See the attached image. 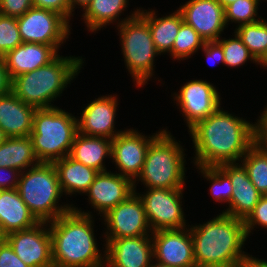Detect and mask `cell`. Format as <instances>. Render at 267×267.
Listing matches in <instances>:
<instances>
[{"mask_svg":"<svg viewBox=\"0 0 267 267\" xmlns=\"http://www.w3.org/2000/svg\"><path fill=\"white\" fill-rule=\"evenodd\" d=\"M224 110L222 105L188 130L192 140L194 166L218 167L240 163L256 142L255 123Z\"/></svg>","mask_w":267,"mask_h":267,"instance_id":"obj_1","label":"cell"},{"mask_svg":"<svg viewBox=\"0 0 267 267\" xmlns=\"http://www.w3.org/2000/svg\"><path fill=\"white\" fill-rule=\"evenodd\" d=\"M93 217L92 211L73 205L70 211L48 222L54 267H105V243L100 250Z\"/></svg>","mask_w":267,"mask_h":267,"instance_id":"obj_2","label":"cell"},{"mask_svg":"<svg viewBox=\"0 0 267 267\" xmlns=\"http://www.w3.org/2000/svg\"><path fill=\"white\" fill-rule=\"evenodd\" d=\"M205 222L189 224L196 265L241 267L248 255L244 220L221 212Z\"/></svg>","mask_w":267,"mask_h":267,"instance_id":"obj_3","label":"cell"},{"mask_svg":"<svg viewBox=\"0 0 267 267\" xmlns=\"http://www.w3.org/2000/svg\"><path fill=\"white\" fill-rule=\"evenodd\" d=\"M84 61L82 56L58 55L47 65L13 78L11 92L36 109L56 107L54 101L82 72Z\"/></svg>","mask_w":267,"mask_h":267,"instance_id":"obj_4","label":"cell"},{"mask_svg":"<svg viewBox=\"0 0 267 267\" xmlns=\"http://www.w3.org/2000/svg\"><path fill=\"white\" fill-rule=\"evenodd\" d=\"M168 128L150 143L140 175L134 181L144 188L186 189V149Z\"/></svg>","mask_w":267,"mask_h":267,"instance_id":"obj_5","label":"cell"},{"mask_svg":"<svg viewBox=\"0 0 267 267\" xmlns=\"http://www.w3.org/2000/svg\"><path fill=\"white\" fill-rule=\"evenodd\" d=\"M16 189L39 222H51L70 211L74 205L73 202L60 201L64 195L53 163L40 162L21 172Z\"/></svg>","mask_w":267,"mask_h":267,"instance_id":"obj_6","label":"cell"},{"mask_svg":"<svg viewBox=\"0 0 267 267\" xmlns=\"http://www.w3.org/2000/svg\"><path fill=\"white\" fill-rule=\"evenodd\" d=\"M77 133V116L62 107L35 110L30 137L39 162L53 163L69 155Z\"/></svg>","mask_w":267,"mask_h":267,"instance_id":"obj_7","label":"cell"},{"mask_svg":"<svg viewBox=\"0 0 267 267\" xmlns=\"http://www.w3.org/2000/svg\"><path fill=\"white\" fill-rule=\"evenodd\" d=\"M121 53L125 68L133 79L134 87L144 88L149 80H157L155 74V57L161 56L157 51L148 23L137 14L117 26ZM153 77V79H152Z\"/></svg>","mask_w":267,"mask_h":267,"instance_id":"obj_8","label":"cell"},{"mask_svg":"<svg viewBox=\"0 0 267 267\" xmlns=\"http://www.w3.org/2000/svg\"><path fill=\"white\" fill-rule=\"evenodd\" d=\"M135 192L143 202L152 232L189 226L182 207L184 189L146 188Z\"/></svg>","mask_w":267,"mask_h":267,"instance_id":"obj_9","label":"cell"},{"mask_svg":"<svg viewBox=\"0 0 267 267\" xmlns=\"http://www.w3.org/2000/svg\"><path fill=\"white\" fill-rule=\"evenodd\" d=\"M171 97L184 117L183 120L188 130L197 122L213 114L222 105L217 86L215 87L206 79L194 80L193 78L183 83L178 92H172Z\"/></svg>","mask_w":267,"mask_h":267,"instance_id":"obj_10","label":"cell"},{"mask_svg":"<svg viewBox=\"0 0 267 267\" xmlns=\"http://www.w3.org/2000/svg\"><path fill=\"white\" fill-rule=\"evenodd\" d=\"M17 23L21 39L27 43L64 45L72 34V24L62 15L34 6L18 17Z\"/></svg>","mask_w":267,"mask_h":267,"instance_id":"obj_11","label":"cell"},{"mask_svg":"<svg viewBox=\"0 0 267 267\" xmlns=\"http://www.w3.org/2000/svg\"><path fill=\"white\" fill-rule=\"evenodd\" d=\"M105 227L104 240L152 235L143 202L136 192L99 218Z\"/></svg>","mask_w":267,"mask_h":267,"instance_id":"obj_12","label":"cell"},{"mask_svg":"<svg viewBox=\"0 0 267 267\" xmlns=\"http://www.w3.org/2000/svg\"><path fill=\"white\" fill-rule=\"evenodd\" d=\"M159 129L149 136L136 128H125L112 139L111 163L120 175L133 182L140 175L150 143L163 131ZM146 135V136H145Z\"/></svg>","mask_w":267,"mask_h":267,"instance_id":"obj_13","label":"cell"},{"mask_svg":"<svg viewBox=\"0 0 267 267\" xmlns=\"http://www.w3.org/2000/svg\"><path fill=\"white\" fill-rule=\"evenodd\" d=\"M15 254L29 267H54L48 222L6 235Z\"/></svg>","mask_w":267,"mask_h":267,"instance_id":"obj_14","label":"cell"},{"mask_svg":"<svg viewBox=\"0 0 267 267\" xmlns=\"http://www.w3.org/2000/svg\"><path fill=\"white\" fill-rule=\"evenodd\" d=\"M117 94L101 95L84 105L77 116L78 133L88 136L113 139L125 129H117L116 116L119 98Z\"/></svg>","mask_w":267,"mask_h":267,"instance_id":"obj_15","label":"cell"},{"mask_svg":"<svg viewBox=\"0 0 267 267\" xmlns=\"http://www.w3.org/2000/svg\"><path fill=\"white\" fill-rule=\"evenodd\" d=\"M154 260L170 267H193V240L189 226L151 233Z\"/></svg>","mask_w":267,"mask_h":267,"instance_id":"obj_16","label":"cell"},{"mask_svg":"<svg viewBox=\"0 0 267 267\" xmlns=\"http://www.w3.org/2000/svg\"><path fill=\"white\" fill-rule=\"evenodd\" d=\"M135 192L134 182L117 171L99 172L84 194L100 218Z\"/></svg>","mask_w":267,"mask_h":267,"instance_id":"obj_17","label":"cell"},{"mask_svg":"<svg viewBox=\"0 0 267 267\" xmlns=\"http://www.w3.org/2000/svg\"><path fill=\"white\" fill-rule=\"evenodd\" d=\"M177 9L205 42L219 40L227 28L224 8L217 0H188Z\"/></svg>","mask_w":267,"mask_h":267,"instance_id":"obj_18","label":"cell"},{"mask_svg":"<svg viewBox=\"0 0 267 267\" xmlns=\"http://www.w3.org/2000/svg\"><path fill=\"white\" fill-rule=\"evenodd\" d=\"M106 267H149L154 260L151 235L105 240Z\"/></svg>","mask_w":267,"mask_h":267,"instance_id":"obj_19","label":"cell"},{"mask_svg":"<svg viewBox=\"0 0 267 267\" xmlns=\"http://www.w3.org/2000/svg\"><path fill=\"white\" fill-rule=\"evenodd\" d=\"M218 167L229 177L233 187L230 203L220 212L245 220L262 195L249 179L247 170L241 163L222 164Z\"/></svg>","mask_w":267,"mask_h":267,"instance_id":"obj_20","label":"cell"},{"mask_svg":"<svg viewBox=\"0 0 267 267\" xmlns=\"http://www.w3.org/2000/svg\"><path fill=\"white\" fill-rule=\"evenodd\" d=\"M61 46L64 45L23 42L13 50L8 51L3 56V60L10 79L47 65L60 54Z\"/></svg>","mask_w":267,"mask_h":267,"instance_id":"obj_21","label":"cell"},{"mask_svg":"<svg viewBox=\"0 0 267 267\" xmlns=\"http://www.w3.org/2000/svg\"><path fill=\"white\" fill-rule=\"evenodd\" d=\"M130 0H92L86 8L82 11V20L87 27V31L98 33L101 29L107 28L108 25L119 26L126 20L135 17L139 13V9L134 8L133 11L127 14V17H121L124 15V11H127ZM131 13V14H130Z\"/></svg>","mask_w":267,"mask_h":267,"instance_id":"obj_22","label":"cell"},{"mask_svg":"<svg viewBox=\"0 0 267 267\" xmlns=\"http://www.w3.org/2000/svg\"><path fill=\"white\" fill-rule=\"evenodd\" d=\"M35 110L11 91L0 96V128L8 137L30 136Z\"/></svg>","mask_w":267,"mask_h":267,"instance_id":"obj_23","label":"cell"},{"mask_svg":"<svg viewBox=\"0 0 267 267\" xmlns=\"http://www.w3.org/2000/svg\"><path fill=\"white\" fill-rule=\"evenodd\" d=\"M156 10L152 8L146 10L139 7L138 14L148 23L157 51L161 55H168L172 51L176 35L179 32L180 26L184 23V19L178 9L162 17L158 16L159 14Z\"/></svg>","mask_w":267,"mask_h":267,"instance_id":"obj_24","label":"cell"},{"mask_svg":"<svg viewBox=\"0 0 267 267\" xmlns=\"http://www.w3.org/2000/svg\"><path fill=\"white\" fill-rule=\"evenodd\" d=\"M38 223L17 189H0V227L5 235L29 229Z\"/></svg>","mask_w":267,"mask_h":267,"instance_id":"obj_25","label":"cell"},{"mask_svg":"<svg viewBox=\"0 0 267 267\" xmlns=\"http://www.w3.org/2000/svg\"><path fill=\"white\" fill-rule=\"evenodd\" d=\"M53 164L57 170L61 191L63 195L70 198L77 194L83 196L99 173L97 170L74 160L69 155L54 161Z\"/></svg>","mask_w":267,"mask_h":267,"instance_id":"obj_26","label":"cell"},{"mask_svg":"<svg viewBox=\"0 0 267 267\" xmlns=\"http://www.w3.org/2000/svg\"><path fill=\"white\" fill-rule=\"evenodd\" d=\"M112 139L77 133L69 156L98 172L108 171L106 158L111 160Z\"/></svg>","mask_w":267,"mask_h":267,"instance_id":"obj_27","label":"cell"},{"mask_svg":"<svg viewBox=\"0 0 267 267\" xmlns=\"http://www.w3.org/2000/svg\"><path fill=\"white\" fill-rule=\"evenodd\" d=\"M39 163L30 136L8 137L0 145V167L17 169L23 172Z\"/></svg>","mask_w":267,"mask_h":267,"instance_id":"obj_28","label":"cell"},{"mask_svg":"<svg viewBox=\"0 0 267 267\" xmlns=\"http://www.w3.org/2000/svg\"><path fill=\"white\" fill-rule=\"evenodd\" d=\"M234 32L261 64L267 58V19L241 25Z\"/></svg>","mask_w":267,"mask_h":267,"instance_id":"obj_29","label":"cell"},{"mask_svg":"<svg viewBox=\"0 0 267 267\" xmlns=\"http://www.w3.org/2000/svg\"><path fill=\"white\" fill-rule=\"evenodd\" d=\"M240 163L247 170L249 179L258 192L262 196L267 195V151L255 142Z\"/></svg>","mask_w":267,"mask_h":267,"instance_id":"obj_30","label":"cell"},{"mask_svg":"<svg viewBox=\"0 0 267 267\" xmlns=\"http://www.w3.org/2000/svg\"><path fill=\"white\" fill-rule=\"evenodd\" d=\"M205 40L197 33V31L187 25L185 22L180 26L179 32L173 44L172 51L168 56L173 61L180 62L186 60L203 48Z\"/></svg>","mask_w":267,"mask_h":267,"instance_id":"obj_31","label":"cell"},{"mask_svg":"<svg viewBox=\"0 0 267 267\" xmlns=\"http://www.w3.org/2000/svg\"><path fill=\"white\" fill-rule=\"evenodd\" d=\"M195 167L199 175L211 184L208 191L213 201L228 205L231 201L233 189L229 177L219 167Z\"/></svg>","mask_w":267,"mask_h":267,"instance_id":"obj_32","label":"cell"},{"mask_svg":"<svg viewBox=\"0 0 267 267\" xmlns=\"http://www.w3.org/2000/svg\"><path fill=\"white\" fill-rule=\"evenodd\" d=\"M231 37L225 38L221 37L217 40L221 45L224 53V66L230 67L231 69H238L245 65L249 60L255 63L257 66L261 64L255 59V57L250 53L247 46L242 42L238 35L233 32Z\"/></svg>","mask_w":267,"mask_h":267,"instance_id":"obj_33","label":"cell"},{"mask_svg":"<svg viewBox=\"0 0 267 267\" xmlns=\"http://www.w3.org/2000/svg\"><path fill=\"white\" fill-rule=\"evenodd\" d=\"M262 3L260 0H237L224 8L225 21L227 27L229 24L239 27L241 25L254 23L262 19L259 16V5Z\"/></svg>","mask_w":267,"mask_h":267,"instance_id":"obj_34","label":"cell"},{"mask_svg":"<svg viewBox=\"0 0 267 267\" xmlns=\"http://www.w3.org/2000/svg\"><path fill=\"white\" fill-rule=\"evenodd\" d=\"M22 43L17 18L0 14V53L4 56Z\"/></svg>","mask_w":267,"mask_h":267,"instance_id":"obj_35","label":"cell"},{"mask_svg":"<svg viewBox=\"0 0 267 267\" xmlns=\"http://www.w3.org/2000/svg\"><path fill=\"white\" fill-rule=\"evenodd\" d=\"M244 225L248 238L253 234V230L258 229L260 226L262 229L267 230V195L260 197L253 211L244 220Z\"/></svg>","mask_w":267,"mask_h":267,"instance_id":"obj_36","label":"cell"},{"mask_svg":"<svg viewBox=\"0 0 267 267\" xmlns=\"http://www.w3.org/2000/svg\"><path fill=\"white\" fill-rule=\"evenodd\" d=\"M31 7L32 0H0V14L14 18L21 17Z\"/></svg>","mask_w":267,"mask_h":267,"instance_id":"obj_37","label":"cell"},{"mask_svg":"<svg viewBox=\"0 0 267 267\" xmlns=\"http://www.w3.org/2000/svg\"><path fill=\"white\" fill-rule=\"evenodd\" d=\"M33 6L50 10L62 15L69 23L71 21V7L69 0H32Z\"/></svg>","mask_w":267,"mask_h":267,"instance_id":"obj_38","label":"cell"},{"mask_svg":"<svg viewBox=\"0 0 267 267\" xmlns=\"http://www.w3.org/2000/svg\"><path fill=\"white\" fill-rule=\"evenodd\" d=\"M0 267H29L13 251L5 240L0 245Z\"/></svg>","mask_w":267,"mask_h":267,"instance_id":"obj_39","label":"cell"},{"mask_svg":"<svg viewBox=\"0 0 267 267\" xmlns=\"http://www.w3.org/2000/svg\"><path fill=\"white\" fill-rule=\"evenodd\" d=\"M202 51L211 65H216L221 63L222 66L224 64V53L222 49V45L218 41H206L203 48L200 50ZM216 62V64H214Z\"/></svg>","mask_w":267,"mask_h":267,"instance_id":"obj_40","label":"cell"},{"mask_svg":"<svg viewBox=\"0 0 267 267\" xmlns=\"http://www.w3.org/2000/svg\"><path fill=\"white\" fill-rule=\"evenodd\" d=\"M255 122V139L267 151V104Z\"/></svg>","mask_w":267,"mask_h":267,"instance_id":"obj_41","label":"cell"},{"mask_svg":"<svg viewBox=\"0 0 267 267\" xmlns=\"http://www.w3.org/2000/svg\"><path fill=\"white\" fill-rule=\"evenodd\" d=\"M20 174L17 169L0 167V189H16Z\"/></svg>","mask_w":267,"mask_h":267,"instance_id":"obj_42","label":"cell"},{"mask_svg":"<svg viewBox=\"0 0 267 267\" xmlns=\"http://www.w3.org/2000/svg\"><path fill=\"white\" fill-rule=\"evenodd\" d=\"M11 91V79L8 75L3 58H0V96Z\"/></svg>","mask_w":267,"mask_h":267,"instance_id":"obj_43","label":"cell"},{"mask_svg":"<svg viewBox=\"0 0 267 267\" xmlns=\"http://www.w3.org/2000/svg\"><path fill=\"white\" fill-rule=\"evenodd\" d=\"M241 267H267V260L259 259L258 257L253 256L248 253L247 257L243 261Z\"/></svg>","mask_w":267,"mask_h":267,"instance_id":"obj_44","label":"cell"},{"mask_svg":"<svg viewBox=\"0 0 267 267\" xmlns=\"http://www.w3.org/2000/svg\"><path fill=\"white\" fill-rule=\"evenodd\" d=\"M91 1L92 0H69L71 7V20L73 21L74 13L77 8H81L80 10L83 11Z\"/></svg>","mask_w":267,"mask_h":267,"instance_id":"obj_45","label":"cell"},{"mask_svg":"<svg viewBox=\"0 0 267 267\" xmlns=\"http://www.w3.org/2000/svg\"><path fill=\"white\" fill-rule=\"evenodd\" d=\"M223 8H225L226 6L230 5L231 3L237 1V0H217Z\"/></svg>","mask_w":267,"mask_h":267,"instance_id":"obj_46","label":"cell"},{"mask_svg":"<svg viewBox=\"0 0 267 267\" xmlns=\"http://www.w3.org/2000/svg\"><path fill=\"white\" fill-rule=\"evenodd\" d=\"M8 136L5 132L0 128V145L7 140Z\"/></svg>","mask_w":267,"mask_h":267,"instance_id":"obj_47","label":"cell"},{"mask_svg":"<svg viewBox=\"0 0 267 267\" xmlns=\"http://www.w3.org/2000/svg\"><path fill=\"white\" fill-rule=\"evenodd\" d=\"M149 267H170V266H167V265H164V264H161V263H158L156 261H152L151 265Z\"/></svg>","mask_w":267,"mask_h":267,"instance_id":"obj_48","label":"cell"},{"mask_svg":"<svg viewBox=\"0 0 267 267\" xmlns=\"http://www.w3.org/2000/svg\"><path fill=\"white\" fill-rule=\"evenodd\" d=\"M6 240V235L3 233L0 227V245Z\"/></svg>","mask_w":267,"mask_h":267,"instance_id":"obj_49","label":"cell"},{"mask_svg":"<svg viewBox=\"0 0 267 267\" xmlns=\"http://www.w3.org/2000/svg\"><path fill=\"white\" fill-rule=\"evenodd\" d=\"M264 68V69H267V58L261 63V66L260 68Z\"/></svg>","mask_w":267,"mask_h":267,"instance_id":"obj_50","label":"cell"}]
</instances>
